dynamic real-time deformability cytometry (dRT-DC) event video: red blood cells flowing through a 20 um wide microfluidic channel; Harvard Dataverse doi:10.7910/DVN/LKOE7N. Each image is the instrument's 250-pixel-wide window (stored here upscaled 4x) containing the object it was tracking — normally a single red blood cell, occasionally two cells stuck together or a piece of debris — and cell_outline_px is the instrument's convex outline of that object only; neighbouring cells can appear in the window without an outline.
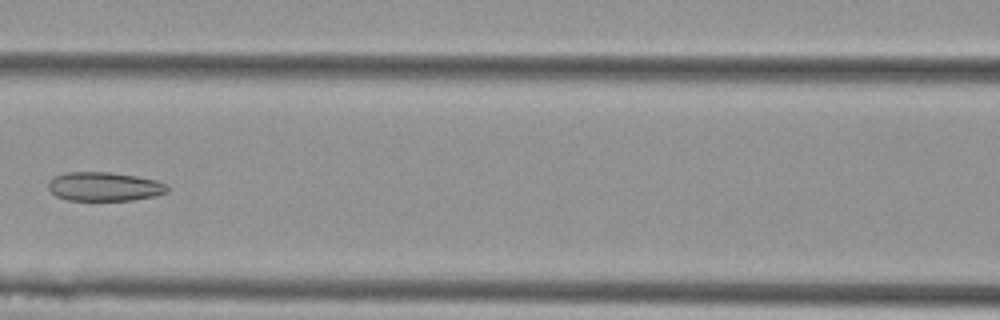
{"species": "Egyptian fruit bat (a non-hibernating species)", "species_latin": "Rousettus aegyptiacus", "temperature_condition": "cold", "stored_images_in_passage": 9, "camera_frame_rate_fps": 3000, "um_per_image_px": 0.085, "animal": {"sex": "female"}, "frame": {"image": 1, "passage_image": 6, "time_ms": 1.667, "image_size_px": [1000, 320], "cell_outline_px": [[168, 192], [152, 196], [132, 200], [68, 200], [56, 196], [48, 188], [48, 180], [56, 176], [68, 172], [108, 172], [136, 176], [156, 180], [168, 184]], "centroid_in_image_um": [8.87, 15.85], "position_along_channel_um": 157.7, "area_um2": 20.0}}
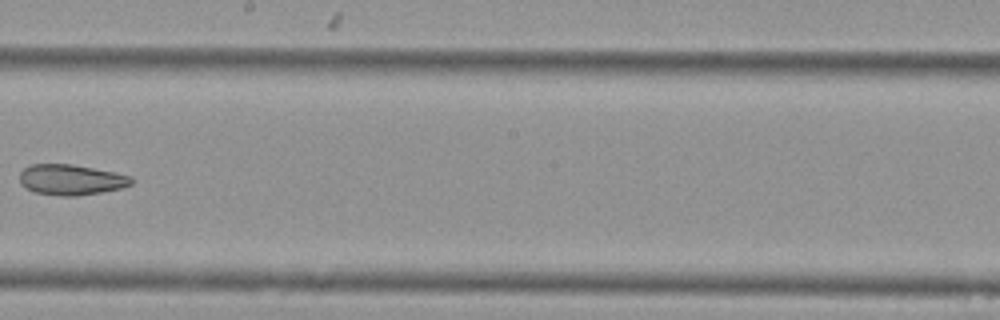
{"frame": {"image": 2, "passage_image": 8, "time_ms": 2.333, "image_size_px": [1000, 320], "cell_outline_px": [[132, 184], [120, 188], [100, 192], [76, 196], [60, 196], [36, 192], [20, 184], [20, 172], [24, 168], [32, 164], [72, 164], [116, 172], [132, 176]], "centroid_in_image_um": [6.05, 15.27], "position_along_channel_um": 242.2, "area_um2": 19.83}}
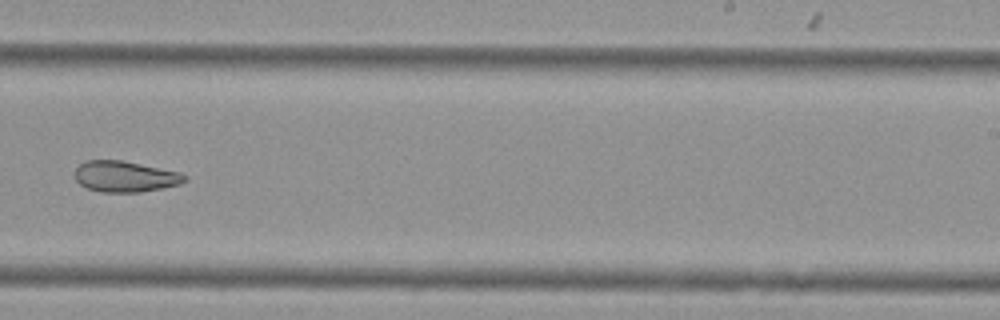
{"frame": {"image": 3, "passage_image": 9, "time_ms": 2.667, "image_size_px": [1000, 320], "cell_outline_px": [[188, 180], [180, 184], [164, 188], [140, 192], [100, 192], [88, 188], [80, 184], [76, 180], [76, 168], [84, 160], [120, 160], [180, 172], [188, 176]], "centroid_in_image_um": [10.66, 15.01], "position_along_channel_um": 278.3, "area_um2": 19.83}}